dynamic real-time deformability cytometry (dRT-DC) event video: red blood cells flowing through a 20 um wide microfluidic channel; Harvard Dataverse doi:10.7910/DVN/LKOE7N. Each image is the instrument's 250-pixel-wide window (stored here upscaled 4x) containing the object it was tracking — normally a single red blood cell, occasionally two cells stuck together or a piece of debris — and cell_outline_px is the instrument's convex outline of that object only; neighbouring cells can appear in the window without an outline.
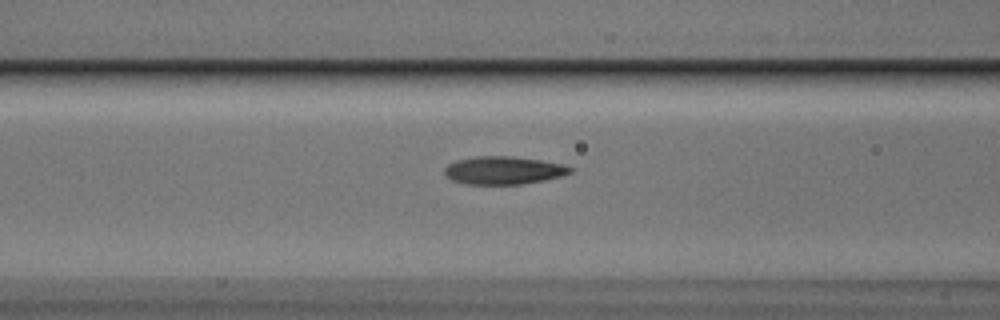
{"species": "Egyptian fruit bat (a non-hibernating species)", "species_latin": "Rousettus aegyptiacus", "temperature_condition": "cold", "stored_images_in_passage": 6, "camera_frame_rate_fps": 3000, "um_per_image_px": 0.085, "animal": {"sex": "male"}, "frame": {"image": 1, "passage_image": 5, "time_ms": 1.333, "image_size_px": [1000, 320], "cell_outline_px": [[576, 168], [572, 172], [560, 176], [544, 180], [520, 184], [468, 184], [452, 180], [444, 172], [444, 168], [448, 164], [456, 160], [476, 156], [512, 156], [540, 160], [564, 164]], "centroid_in_image_um": [42.83, 14.47], "position_along_channel_um": 123.8, "area_um2": 20.46}}